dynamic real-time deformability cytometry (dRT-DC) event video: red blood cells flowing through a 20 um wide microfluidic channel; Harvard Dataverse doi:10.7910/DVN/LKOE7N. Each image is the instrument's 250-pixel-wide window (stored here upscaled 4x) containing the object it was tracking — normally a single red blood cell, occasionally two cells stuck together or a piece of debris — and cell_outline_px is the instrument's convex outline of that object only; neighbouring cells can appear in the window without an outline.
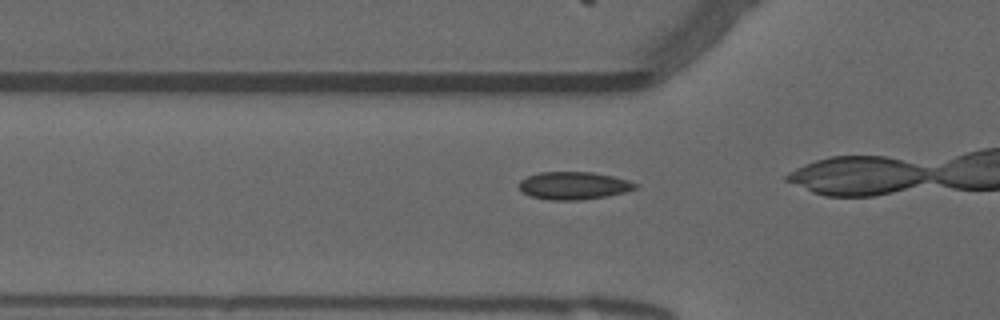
{"species": "common noctule bat (a hibernating species)", "species_latin": "Nyctalus noctula", "temperature_condition": "warm", "stored_images_in_passage": 26, "camera_frame_rate_fps": 3000, "um_per_image_px": 0.085, "animal": {"sex": "male", "forearm_length_mm": 52.5}, "frame": {"image": 1, "passage_image": 12, "time_ms": 3.667, "image_size_px": [1000, 320], "cell_outline_px": [[636, 188], [624, 192], [608, 196], [580, 200], [548, 200], [532, 196], [524, 192], [520, 188], [520, 180], [528, 176], [540, 172], [592, 172], [612, 176], [628, 180], [636, 184]], "centroid_in_image_um": [48.76, 15.78], "position_along_channel_um": 77.0, "area_um2": 18.55}}